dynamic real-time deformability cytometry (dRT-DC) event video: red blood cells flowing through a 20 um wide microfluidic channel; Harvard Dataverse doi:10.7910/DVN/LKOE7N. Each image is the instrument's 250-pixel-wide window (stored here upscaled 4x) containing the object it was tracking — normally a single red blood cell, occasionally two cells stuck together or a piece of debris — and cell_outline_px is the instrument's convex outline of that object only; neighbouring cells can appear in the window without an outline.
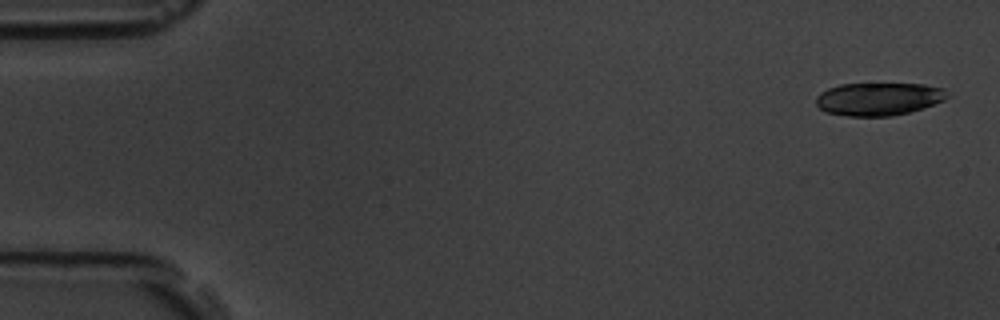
{"species": "common noctule bat (a hibernating species)", "species_latin": "Nyctalus noctula", "temperature_condition": "room temperature", "stored_images_in_passage": 8, "segment_of_instrument_passage": [1, 2], "camera_frame_rate_fps": 3000, "um_per_image_px": 0.085, "animal": {"sex": "male", "body_mass_g": 19.5, "forearm_length_mm": 54.6}, "frame": {"image": 1, "passage_image": 1, "time_ms": 0.0, "image_size_px": [1000, 320], "cell_outline_px": [[952, 96], [944, 100], [908, 112], [892, 116], [848, 116], [824, 112], [816, 104], [816, 96], [820, 92], [828, 88], [840, 84], [924, 84], [944, 88]], "centroid_in_image_um": [74.67, 8.4], "position_along_channel_um": 10.3, "area_um2": 25.2}}
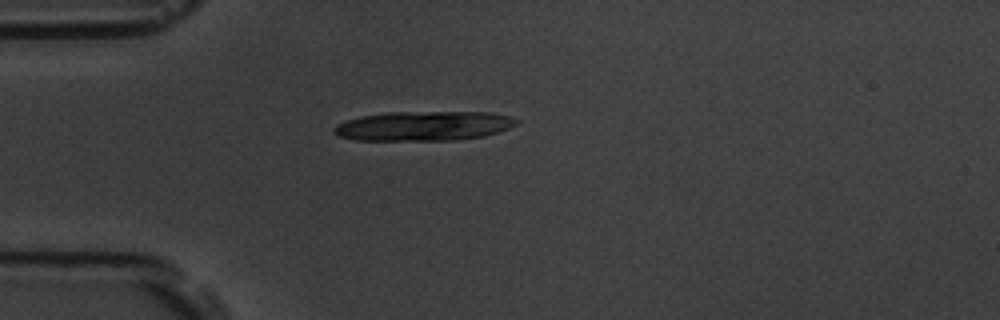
{"frame": {"image": 2, "passage_image": 4, "time_ms": 4.333, "image_size_px": [1000, 320], "cell_outline_px": [[520, 120], [516, 124], [508, 128], [484, 136], [452, 140], [356, 140], [336, 136], [332, 132], [332, 128], [336, 124], [360, 116], [388, 112], [492, 112], [508, 116]], "centroid_in_image_um": [35.96, 10.7], "position_along_channel_um": 49.0, "area_um2": 31.44}}